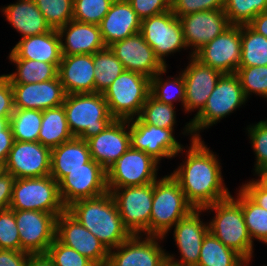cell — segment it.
Masks as SVG:
<instances>
[{"label": "cell", "instance_id": "1", "mask_svg": "<svg viewBox=\"0 0 267 266\" xmlns=\"http://www.w3.org/2000/svg\"><path fill=\"white\" fill-rule=\"evenodd\" d=\"M184 148L186 156L180 166L170 174L179 182L187 201L195 209L222 201L231 196L224 183L221 162L204 140L195 138Z\"/></svg>", "mask_w": 267, "mask_h": 266}, {"label": "cell", "instance_id": "2", "mask_svg": "<svg viewBox=\"0 0 267 266\" xmlns=\"http://www.w3.org/2000/svg\"><path fill=\"white\" fill-rule=\"evenodd\" d=\"M67 211L96 236L108 251L131 236L122 223L109 191L94 198L75 201L67 207Z\"/></svg>", "mask_w": 267, "mask_h": 266}, {"label": "cell", "instance_id": "3", "mask_svg": "<svg viewBox=\"0 0 267 266\" xmlns=\"http://www.w3.org/2000/svg\"><path fill=\"white\" fill-rule=\"evenodd\" d=\"M248 101L244 96L242 85L236 73L223 74L206 101L203 110L187 122L183 128V135H190V142L201 138L200 132L207 130L236 109L244 106Z\"/></svg>", "mask_w": 267, "mask_h": 266}, {"label": "cell", "instance_id": "4", "mask_svg": "<svg viewBox=\"0 0 267 266\" xmlns=\"http://www.w3.org/2000/svg\"><path fill=\"white\" fill-rule=\"evenodd\" d=\"M202 212H215L208 224L209 231L217 239L238 253L245 261L253 260L254 243L244 222L242 207L234 196L208 205Z\"/></svg>", "mask_w": 267, "mask_h": 266}, {"label": "cell", "instance_id": "5", "mask_svg": "<svg viewBox=\"0 0 267 266\" xmlns=\"http://www.w3.org/2000/svg\"><path fill=\"white\" fill-rule=\"evenodd\" d=\"M194 209L171 174L159 177L153 183L150 236L166 238L173 226Z\"/></svg>", "mask_w": 267, "mask_h": 266}, {"label": "cell", "instance_id": "6", "mask_svg": "<svg viewBox=\"0 0 267 266\" xmlns=\"http://www.w3.org/2000/svg\"><path fill=\"white\" fill-rule=\"evenodd\" d=\"M63 107L71 134L82 140L98 135L114 120L103 93L66 94Z\"/></svg>", "mask_w": 267, "mask_h": 266}, {"label": "cell", "instance_id": "7", "mask_svg": "<svg viewBox=\"0 0 267 266\" xmlns=\"http://www.w3.org/2000/svg\"><path fill=\"white\" fill-rule=\"evenodd\" d=\"M149 94L150 78L129 70H124L103 93L109 113L118 120L138 118Z\"/></svg>", "mask_w": 267, "mask_h": 266}, {"label": "cell", "instance_id": "8", "mask_svg": "<svg viewBox=\"0 0 267 266\" xmlns=\"http://www.w3.org/2000/svg\"><path fill=\"white\" fill-rule=\"evenodd\" d=\"M9 208L43 211L56 217L67 210L60 196L59 183L50 175L16 178Z\"/></svg>", "mask_w": 267, "mask_h": 266}, {"label": "cell", "instance_id": "9", "mask_svg": "<svg viewBox=\"0 0 267 266\" xmlns=\"http://www.w3.org/2000/svg\"><path fill=\"white\" fill-rule=\"evenodd\" d=\"M108 191L116 203L124 227L130 234L150 236L153 183Z\"/></svg>", "mask_w": 267, "mask_h": 266}, {"label": "cell", "instance_id": "10", "mask_svg": "<svg viewBox=\"0 0 267 266\" xmlns=\"http://www.w3.org/2000/svg\"><path fill=\"white\" fill-rule=\"evenodd\" d=\"M140 33L164 66H168L165 57L188 50L181 22L171 10L142 19Z\"/></svg>", "mask_w": 267, "mask_h": 266}, {"label": "cell", "instance_id": "11", "mask_svg": "<svg viewBox=\"0 0 267 266\" xmlns=\"http://www.w3.org/2000/svg\"><path fill=\"white\" fill-rule=\"evenodd\" d=\"M160 163L144 151L131 147L107 170L108 190L142 186L158 179Z\"/></svg>", "mask_w": 267, "mask_h": 266}, {"label": "cell", "instance_id": "12", "mask_svg": "<svg viewBox=\"0 0 267 266\" xmlns=\"http://www.w3.org/2000/svg\"><path fill=\"white\" fill-rule=\"evenodd\" d=\"M21 251L46 254L56 233V216L36 210H14Z\"/></svg>", "mask_w": 267, "mask_h": 266}, {"label": "cell", "instance_id": "13", "mask_svg": "<svg viewBox=\"0 0 267 266\" xmlns=\"http://www.w3.org/2000/svg\"><path fill=\"white\" fill-rule=\"evenodd\" d=\"M55 238L87 257L96 266L107 265V248L67 210L56 218Z\"/></svg>", "mask_w": 267, "mask_h": 266}, {"label": "cell", "instance_id": "14", "mask_svg": "<svg viewBox=\"0 0 267 266\" xmlns=\"http://www.w3.org/2000/svg\"><path fill=\"white\" fill-rule=\"evenodd\" d=\"M59 191L66 208L75 201L103 195L108 192L107 172L92 159L84 168L70 171L59 182Z\"/></svg>", "mask_w": 267, "mask_h": 266}, {"label": "cell", "instance_id": "15", "mask_svg": "<svg viewBox=\"0 0 267 266\" xmlns=\"http://www.w3.org/2000/svg\"><path fill=\"white\" fill-rule=\"evenodd\" d=\"M130 122V147L144 151L159 163L182 154V145L173 134L175 130L144 124L138 118Z\"/></svg>", "mask_w": 267, "mask_h": 266}, {"label": "cell", "instance_id": "16", "mask_svg": "<svg viewBox=\"0 0 267 266\" xmlns=\"http://www.w3.org/2000/svg\"><path fill=\"white\" fill-rule=\"evenodd\" d=\"M164 239L159 236L131 235L109 251L106 266H159L167 257V251L160 245Z\"/></svg>", "mask_w": 267, "mask_h": 266}, {"label": "cell", "instance_id": "17", "mask_svg": "<svg viewBox=\"0 0 267 266\" xmlns=\"http://www.w3.org/2000/svg\"><path fill=\"white\" fill-rule=\"evenodd\" d=\"M194 56L223 74L236 73L241 59V25H231Z\"/></svg>", "mask_w": 267, "mask_h": 266}, {"label": "cell", "instance_id": "18", "mask_svg": "<svg viewBox=\"0 0 267 266\" xmlns=\"http://www.w3.org/2000/svg\"><path fill=\"white\" fill-rule=\"evenodd\" d=\"M51 149L40 142H13L4 171L15 178H32L50 175Z\"/></svg>", "mask_w": 267, "mask_h": 266}, {"label": "cell", "instance_id": "19", "mask_svg": "<svg viewBox=\"0 0 267 266\" xmlns=\"http://www.w3.org/2000/svg\"><path fill=\"white\" fill-rule=\"evenodd\" d=\"M202 209H194L188 216L179 220L174 226L173 238L180 254L176 259L174 254L166 252L167 258L180 266H197L200 250L205 235L209 232L208 222H203Z\"/></svg>", "mask_w": 267, "mask_h": 266}, {"label": "cell", "instance_id": "20", "mask_svg": "<svg viewBox=\"0 0 267 266\" xmlns=\"http://www.w3.org/2000/svg\"><path fill=\"white\" fill-rule=\"evenodd\" d=\"M188 60L187 67L181 71L185 82L183 108L185 114L197 111L194 115H198L223 73L203 64L195 56H189Z\"/></svg>", "mask_w": 267, "mask_h": 266}, {"label": "cell", "instance_id": "21", "mask_svg": "<svg viewBox=\"0 0 267 266\" xmlns=\"http://www.w3.org/2000/svg\"><path fill=\"white\" fill-rule=\"evenodd\" d=\"M190 56L231 26L224 9L195 12L179 17Z\"/></svg>", "mask_w": 267, "mask_h": 266}, {"label": "cell", "instance_id": "22", "mask_svg": "<svg viewBox=\"0 0 267 266\" xmlns=\"http://www.w3.org/2000/svg\"><path fill=\"white\" fill-rule=\"evenodd\" d=\"M86 141L91 158L107 170L130 147V122L114 119L102 132Z\"/></svg>", "mask_w": 267, "mask_h": 266}, {"label": "cell", "instance_id": "23", "mask_svg": "<svg viewBox=\"0 0 267 266\" xmlns=\"http://www.w3.org/2000/svg\"><path fill=\"white\" fill-rule=\"evenodd\" d=\"M109 47L125 70L140 73L150 79L166 67L156 57L153 48L140 32Z\"/></svg>", "mask_w": 267, "mask_h": 266}, {"label": "cell", "instance_id": "24", "mask_svg": "<svg viewBox=\"0 0 267 266\" xmlns=\"http://www.w3.org/2000/svg\"><path fill=\"white\" fill-rule=\"evenodd\" d=\"M14 107L44 111L64 103L66 93L59 77L40 83L11 84Z\"/></svg>", "mask_w": 267, "mask_h": 266}, {"label": "cell", "instance_id": "25", "mask_svg": "<svg viewBox=\"0 0 267 266\" xmlns=\"http://www.w3.org/2000/svg\"><path fill=\"white\" fill-rule=\"evenodd\" d=\"M94 54L62 56L58 77L66 94L95 93Z\"/></svg>", "mask_w": 267, "mask_h": 266}, {"label": "cell", "instance_id": "26", "mask_svg": "<svg viewBox=\"0 0 267 266\" xmlns=\"http://www.w3.org/2000/svg\"><path fill=\"white\" fill-rule=\"evenodd\" d=\"M62 56L94 54L106 47L99 25L71 20L57 29Z\"/></svg>", "mask_w": 267, "mask_h": 266}, {"label": "cell", "instance_id": "27", "mask_svg": "<svg viewBox=\"0 0 267 266\" xmlns=\"http://www.w3.org/2000/svg\"><path fill=\"white\" fill-rule=\"evenodd\" d=\"M106 47L139 33L141 19L127 0H114L108 13L99 24Z\"/></svg>", "mask_w": 267, "mask_h": 266}, {"label": "cell", "instance_id": "28", "mask_svg": "<svg viewBox=\"0 0 267 266\" xmlns=\"http://www.w3.org/2000/svg\"><path fill=\"white\" fill-rule=\"evenodd\" d=\"M8 59H29L54 64L61 62V44L57 29L22 38L9 52Z\"/></svg>", "mask_w": 267, "mask_h": 266}, {"label": "cell", "instance_id": "29", "mask_svg": "<svg viewBox=\"0 0 267 266\" xmlns=\"http://www.w3.org/2000/svg\"><path fill=\"white\" fill-rule=\"evenodd\" d=\"M0 10L11 27L21 34V39L52 30L34 0H17Z\"/></svg>", "mask_w": 267, "mask_h": 266}, {"label": "cell", "instance_id": "30", "mask_svg": "<svg viewBox=\"0 0 267 266\" xmlns=\"http://www.w3.org/2000/svg\"><path fill=\"white\" fill-rule=\"evenodd\" d=\"M91 160L87 141L73 137L51 149L50 176L59 183L70 171L84 168Z\"/></svg>", "mask_w": 267, "mask_h": 266}, {"label": "cell", "instance_id": "31", "mask_svg": "<svg viewBox=\"0 0 267 266\" xmlns=\"http://www.w3.org/2000/svg\"><path fill=\"white\" fill-rule=\"evenodd\" d=\"M73 138L71 134L63 104L42 111V123L38 135V142L53 149L65 141Z\"/></svg>", "mask_w": 267, "mask_h": 266}, {"label": "cell", "instance_id": "32", "mask_svg": "<svg viewBox=\"0 0 267 266\" xmlns=\"http://www.w3.org/2000/svg\"><path fill=\"white\" fill-rule=\"evenodd\" d=\"M16 65V71L3 74L11 84L40 83L58 76V68L54 64L29 59H9Z\"/></svg>", "mask_w": 267, "mask_h": 266}, {"label": "cell", "instance_id": "33", "mask_svg": "<svg viewBox=\"0 0 267 266\" xmlns=\"http://www.w3.org/2000/svg\"><path fill=\"white\" fill-rule=\"evenodd\" d=\"M245 260L210 231L205 235L197 266H245Z\"/></svg>", "mask_w": 267, "mask_h": 266}, {"label": "cell", "instance_id": "34", "mask_svg": "<svg viewBox=\"0 0 267 266\" xmlns=\"http://www.w3.org/2000/svg\"><path fill=\"white\" fill-rule=\"evenodd\" d=\"M168 66L160 70L150 79V94L160 102L175 106L177 101L184 106L185 82L182 73L179 71L176 76H168L165 80L163 75L167 73ZM178 75V76H177ZM172 78V79H171Z\"/></svg>", "mask_w": 267, "mask_h": 266}, {"label": "cell", "instance_id": "35", "mask_svg": "<svg viewBox=\"0 0 267 266\" xmlns=\"http://www.w3.org/2000/svg\"><path fill=\"white\" fill-rule=\"evenodd\" d=\"M267 66V38L249 25H241V59L239 67Z\"/></svg>", "mask_w": 267, "mask_h": 266}, {"label": "cell", "instance_id": "36", "mask_svg": "<svg viewBox=\"0 0 267 266\" xmlns=\"http://www.w3.org/2000/svg\"><path fill=\"white\" fill-rule=\"evenodd\" d=\"M242 207L248 233L254 240L267 245V210L254 203L241 189L234 198Z\"/></svg>", "mask_w": 267, "mask_h": 266}, {"label": "cell", "instance_id": "37", "mask_svg": "<svg viewBox=\"0 0 267 266\" xmlns=\"http://www.w3.org/2000/svg\"><path fill=\"white\" fill-rule=\"evenodd\" d=\"M41 123L42 111L35 109L15 108L9 119L13 139L22 142H38Z\"/></svg>", "mask_w": 267, "mask_h": 266}, {"label": "cell", "instance_id": "38", "mask_svg": "<svg viewBox=\"0 0 267 266\" xmlns=\"http://www.w3.org/2000/svg\"><path fill=\"white\" fill-rule=\"evenodd\" d=\"M95 92L104 93L112 82L125 70L110 47L94 53Z\"/></svg>", "mask_w": 267, "mask_h": 266}, {"label": "cell", "instance_id": "39", "mask_svg": "<svg viewBox=\"0 0 267 266\" xmlns=\"http://www.w3.org/2000/svg\"><path fill=\"white\" fill-rule=\"evenodd\" d=\"M175 107L160 102L149 94L138 119L144 124L174 130L177 124Z\"/></svg>", "mask_w": 267, "mask_h": 266}, {"label": "cell", "instance_id": "40", "mask_svg": "<svg viewBox=\"0 0 267 266\" xmlns=\"http://www.w3.org/2000/svg\"><path fill=\"white\" fill-rule=\"evenodd\" d=\"M267 11V0H224V13L231 25H248Z\"/></svg>", "mask_w": 267, "mask_h": 266}, {"label": "cell", "instance_id": "41", "mask_svg": "<svg viewBox=\"0 0 267 266\" xmlns=\"http://www.w3.org/2000/svg\"><path fill=\"white\" fill-rule=\"evenodd\" d=\"M52 29L73 20V0H34Z\"/></svg>", "mask_w": 267, "mask_h": 266}, {"label": "cell", "instance_id": "42", "mask_svg": "<svg viewBox=\"0 0 267 266\" xmlns=\"http://www.w3.org/2000/svg\"><path fill=\"white\" fill-rule=\"evenodd\" d=\"M236 74L247 100L252 94L267 100V66L239 67Z\"/></svg>", "mask_w": 267, "mask_h": 266}, {"label": "cell", "instance_id": "43", "mask_svg": "<svg viewBox=\"0 0 267 266\" xmlns=\"http://www.w3.org/2000/svg\"><path fill=\"white\" fill-rule=\"evenodd\" d=\"M114 0H73V19L99 25Z\"/></svg>", "mask_w": 267, "mask_h": 266}, {"label": "cell", "instance_id": "44", "mask_svg": "<svg viewBox=\"0 0 267 266\" xmlns=\"http://www.w3.org/2000/svg\"><path fill=\"white\" fill-rule=\"evenodd\" d=\"M255 155L254 174L267 166V119L246 128Z\"/></svg>", "mask_w": 267, "mask_h": 266}, {"label": "cell", "instance_id": "45", "mask_svg": "<svg viewBox=\"0 0 267 266\" xmlns=\"http://www.w3.org/2000/svg\"><path fill=\"white\" fill-rule=\"evenodd\" d=\"M47 255L55 266H96L91 260L73 248L67 247L56 238L49 246Z\"/></svg>", "mask_w": 267, "mask_h": 266}, {"label": "cell", "instance_id": "46", "mask_svg": "<svg viewBox=\"0 0 267 266\" xmlns=\"http://www.w3.org/2000/svg\"><path fill=\"white\" fill-rule=\"evenodd\" d=\"M0 249L21 251V241L14 210L0 211Z\"/></svg>", "mask_w": 267, "mask_h": 266}, {"label": "cell", "instance_id": "47", "mask_svg": "<svg viewBox=\"0 0 267 266\" xmlns=\"http://www.w3.org/2000/svg\"><path fill=\"white\" fill-rule=\"evenodd\" d=\"M224 9V0H171V11L176 17L195 12Z\"/></svg>", "mask_w": 267, "mask_h": 266}, {"label": "cell", "instance_id": "48", "mask_svg": "<svg viewBox=\"0 0 267 266\" xmlns=\"http://www.w3.org/2000/svg\"><path fill=\"white\" fill-rule=\"evenodd\" d=\"M142 20L171 10V0H127Z\"/></svg>", "mask_w": 267, "mask_h": 266}, {"label": "cell", "instance_id": "49", "mask_svg": "<svg viewBox=\"0 0 267 266\" xmlns=\"http://www.w3.org/2000/svg\"><path fill=\"white\" fill-rule=\"evenodd\" d=\"M14 109L12 85L4 75H0V118H10Z\"/></svg>", "mask_w": 267, "mask_h": 266}, {"label": "cell", "instance_id": "50", "mask_svg": "<svg viewBox=\"0 0 267 266\" xmlns=\"http://www.w3.org/2000/svg\"><path fill=\"white\" fill-rule=\"evenodd\" d=\"M239 188L258 206L267 210V189L256 179L242 183Z\"/></svg>", "mask_w": 267, "mask_h": 266}, {"label": "cell", "instance_id": "51", "mask_svg": "<svg viewBox=\"0 0 267 266\" xmlns=\"http://www.w3.org/2000/svg\"><path fill=\"white\" fill-rule=\"evenodd\" d=\"M15 177L4 170L0 172V211L9 208Z\"/></svg>", "mask_w": 267, "mask_h": 266}, {"label": "cell", "instance_id": "52", "mask_svg": "<svg viewBox=\"0 0 267 266\" xmlns=\"http://www.w3.org/2000/svg\"><path fill=\"white\" fill-rule=\"evenodd\" d=\"M29 253L12 249H0V266H27Z\"/></svg>", "mask_w": 267, "mask_h": 266}, {"label": "cell", "instance_id": "53", "mask_svg": "<svg viewBox=\"0 0 267 266\" xmlns=\"http://www.w3.org/2000/svg\"><path fill=\"white\" fill-rule=\"evenodd\" d=\"M14 139L10 124H8L0 134V166L4 168L9 151L12 148Z\"/></svg>", "mask_w": 267, "mask_h": 266}, {"label": "cell", "instance_id": "54", "mask_svg": "<svg viewBox=\"0 0 267 266\" xmlns=\"http://www.w3.org/2000/svg\"><path fill=\"white\" fill-rule=\"evenodd\" d=\"M248 25L267 38V11L259 13Z\"/></svg>", "mask_w": 267, "mask_h": 266}, {"label": "cell", "instance_id": "55", "mask_svg": "<svg viewBox=\"0 0 267 266\" xmlns=\"http://www.w3.org/2000/svg\"><path fill=\"white\" fill-rule=\"evenodd\" d=\"M27 266H55L52 259L46 254H30Z\"/></svg>", "mask_w": 267, "mask_h": 266}, {"label": "cell", "instance_id": "56", "mask_svg": "<svg viewBox=\"0 0 267 266\" xmlns=\"http://www.w3.org/2000/svg\"><path fill=\"white\" fill-rule=\"evenodd\" d=\"M257 175L258 178L256 179L263 187L267 189V166L260 169L258 172L254 174Z\"/></svg>", "mask_w": 267, "mask_h": 266}, {"label": "cell", "instance_id": "57", "mask_svg": "<svg viewBox=\"0 0 267 266\" xmlns=\"http://www.w3.org/2000/svg\"><path fill=\"white\" fill-rule=\"evenodd\" d=\"M159 266H180V265L166 257Z\"/></svg>", "mask_w": 267, "mask_h": 266}, {"label": "cell", "instance_id": "58", "mask_svg": "<svg viewBox=\"0 0 267 266\" xmlns=\"http://www.w3.org/2000/svg\"><path fill=\"white\" fill-rule=\"evenodd\" d=\"M10 118H0V134H2V130L9 124Z\"/></svg>", "mask_w": 267, "mask_h": 266}, {"label": "cell", "instance_id": "59", "mask_svg": "<svg viewBox=\"0 0 267 266\" xmlns=\"http://www.w3.org/2000/svg\"><path fill=\"white\" fill-rule=\"evenodd\" d=\"M252 262L251 259H249L248 261L245 262V266H249V264ZM262 266H267V265H262Z\"/></svg>", "mask_w": 267, "mask_h": 266}]
</instances>
